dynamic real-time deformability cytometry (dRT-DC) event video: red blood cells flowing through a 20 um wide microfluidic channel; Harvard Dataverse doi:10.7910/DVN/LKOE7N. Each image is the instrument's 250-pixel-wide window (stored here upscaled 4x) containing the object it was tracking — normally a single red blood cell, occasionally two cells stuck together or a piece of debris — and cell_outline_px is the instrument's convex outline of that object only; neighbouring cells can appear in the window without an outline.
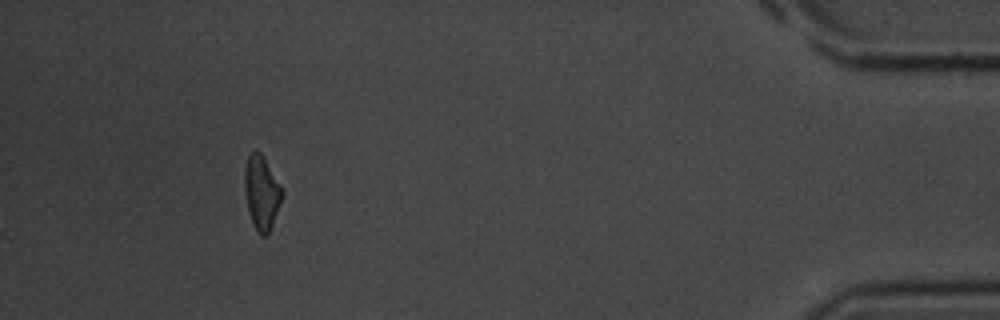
{"species": "common noctule bat (a hibernating species)", "species_latin": "Nyctalus noctula", "temperature_condition": "room temperature", "stored_images_in_passage": 44, "camera_frame_rate_fps": 3000, "um_per_image_px": 0.085, "animal": {"sex": "male", "body_mass_g": 20.1, "forearm_length_mm": 53.5}, "frame": {"image": 1, "passage_image": 44, "time_ms": 14.333, "image_size_px": [1000, 320], "cell_outline_px": [[284, 192], [272, 224], [268, 232], [264, 236], [260, 236], [256, 232], [248, 208], [244, 188], [244, 168], [248, 156], [256, 148], [264, 156], [284, 188]], "centroid_in_image_um": [22.25, 16.3], "position_along_channel_um": 413.0, "area_um2": 16.3}}